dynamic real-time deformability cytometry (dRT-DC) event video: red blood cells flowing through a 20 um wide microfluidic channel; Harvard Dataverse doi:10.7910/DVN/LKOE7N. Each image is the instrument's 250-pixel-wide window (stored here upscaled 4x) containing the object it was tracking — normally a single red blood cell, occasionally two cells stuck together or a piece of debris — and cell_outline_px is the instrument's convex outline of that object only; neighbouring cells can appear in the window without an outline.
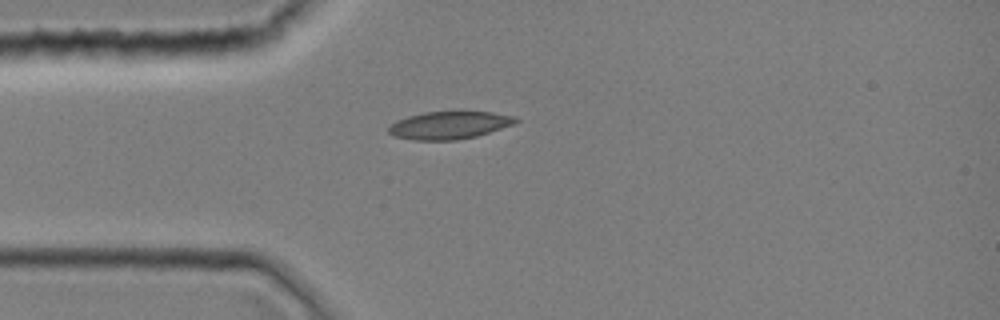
{"species": "common noctule bat (a hibernating species)", "species_latin": "Nyctalus noctula", "temperature_condition": "room temperature", "stored_images_in_passage": 1, "camera_frame_rate_fps": 3000, "um_per_image_px": 0.085, "animal": {"sex": "female", "body_mass_g": 19.0, "forearm_length_mm": 51.5}, "frame": {"image": 1, "passage_image": 1, "time_ms": 0.0, "image_size_px": [1000, 320], "cell_outline_px": [[520, 120], [512, 124], [476, 136], [456, 140], [412, 140], [392, 136], [388, 132], [388, 128], [396, 120], [408, 116], [424, 112], [460, 108], [492, 112], [516, 116]], "centroid_in_image_um": [38.19, 10.59], "position_along_channel_um": 46.8, "area_um2": 21.33}}